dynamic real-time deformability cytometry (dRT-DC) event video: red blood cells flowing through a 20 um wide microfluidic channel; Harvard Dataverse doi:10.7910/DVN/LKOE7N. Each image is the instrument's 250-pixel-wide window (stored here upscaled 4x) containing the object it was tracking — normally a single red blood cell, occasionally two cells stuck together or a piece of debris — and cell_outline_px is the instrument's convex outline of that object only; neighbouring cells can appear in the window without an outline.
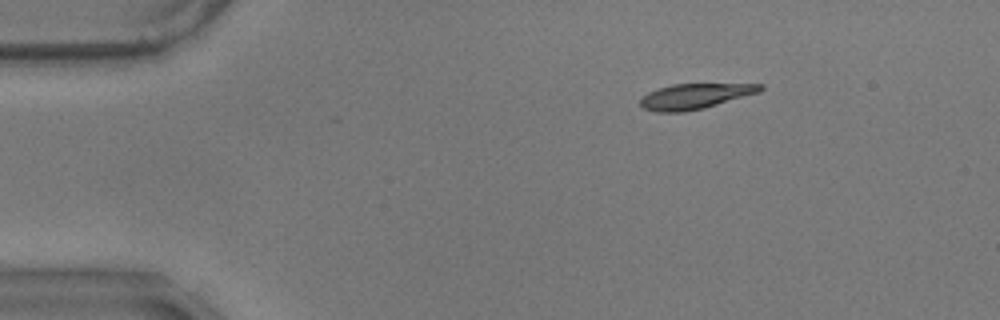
{"species": "common noctule bat (a hibernating species)", "species_latin": "Nyctalus noctula", "temperature_condition": "warm", "stored_images_in_passage": 50, "camera_frame_rate_fps": 3000, "um_per_image_px": 0.085, "animal": {"sex": "male", "body_mass_g": 17.9}, "frame": {"image": 1, "passage_image": 1, "time_ms": 0.0, "image_size_px": [1000, 320], "cell_outline_px": [[764, 88], [760, 92], [704, 108], [684, 112], [656, 112], [640, 108], [640, 96], [648, 92], [672, 84], [764, 84]], "centroid_in_image_um": [59.03, 8.19], "position_along_channel_um": 26.0, "area_um2": 17.8}}
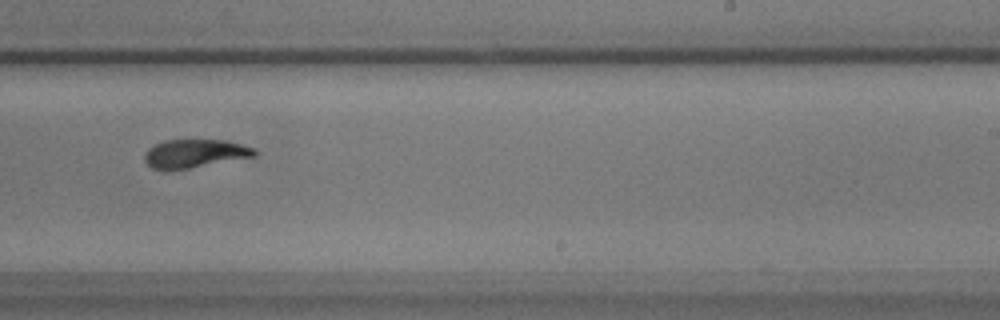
{"frame": {"image": 2, "passage_image": 28, "time_ms": 9.0, "image_size_px": [1000, 320], "cell_outline_px": [[256, 156], [188, 168], [152, 168], [144, 160], [144, 156], [148, 148], [164, 140], [224, 140], [256, 148]], "centroid_in_image_um": [16.58, 13.02], "position_along_channel_um": 272.4, "area_um2": 17.74}}
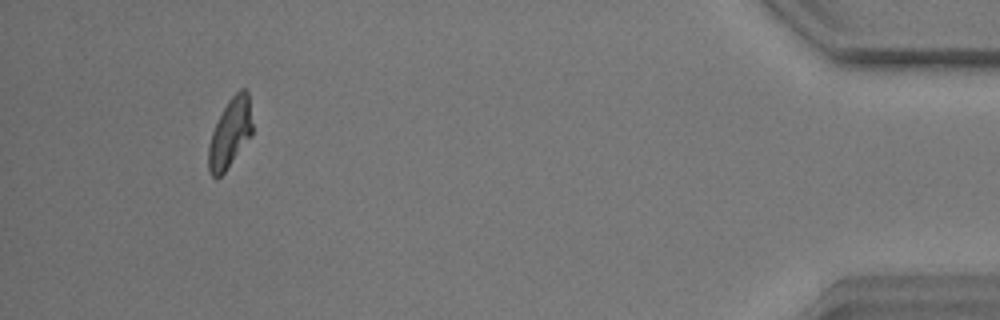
{"frame": {"image": 3, "passage_image": 46, "time_ms": 15.0, "image_size_px": [1000, 320], "cell_outline_px": [[252, 136], [224, 172], [216, 180], [208, 172], [208, 144], [212, 132], [228, 100], [240, 88], [244, 88], [248, 92], [252, 124]], "centroid_in_image_um": [19.55, 11.34], "position_along_channel_um": 415.7, "area_um2": 17.69}, "authors_computed_cell_mechanics": {"area_um2": 18.6405, "velocity_mm_per_s": 3.4827, "shape_relaxation_time_tau1_ms": 3.305, "shape_relaxation_time_tau2_ms": 2.4009, "deformation_change_tau1": 0.1475, "deformation_change_tau2": 0.0758}}